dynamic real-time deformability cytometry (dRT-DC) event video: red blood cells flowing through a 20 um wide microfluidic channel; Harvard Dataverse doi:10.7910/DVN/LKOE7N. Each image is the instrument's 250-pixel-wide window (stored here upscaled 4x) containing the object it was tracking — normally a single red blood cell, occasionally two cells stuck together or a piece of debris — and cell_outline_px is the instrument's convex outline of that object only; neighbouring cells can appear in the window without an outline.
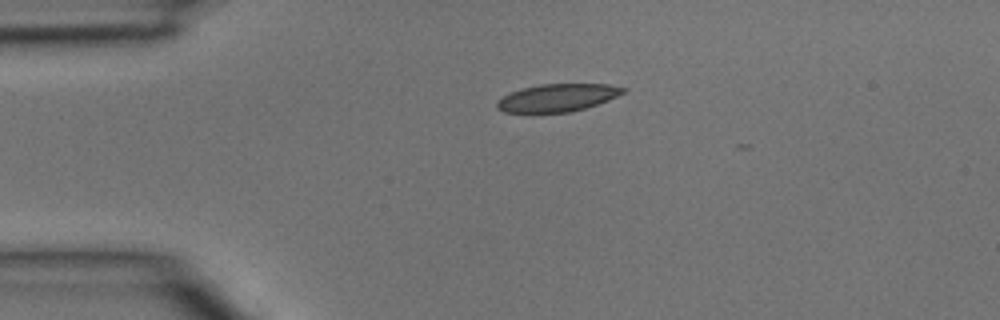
{"species": "common noctule bat (a hibernating species)", "species_latin": "Nyctalus noctula", "temperature_condition": "room temperature", "stored_images_in_passage": 3, "camera_frame_rate_fps": 3000, "um_per_image_px": 0.085, "animal": {"sex": "male", "body_mass_g": 15.6}, "frame": {"image": 1, "passage_image": 1, "time_ms": 0.0, "image_size_px": [1000, 320], "cell_outline_px": [[628, 88], [624, 92], [608, 100], [572, 112], [504, 112], [496, 108], [496, 100], [520, 88], [540, 84], [608, 84]], "centroid_in_image_um": [47.36, 8.3], "position_along_channel_um": 37.6, "area_um2": 20.23}}
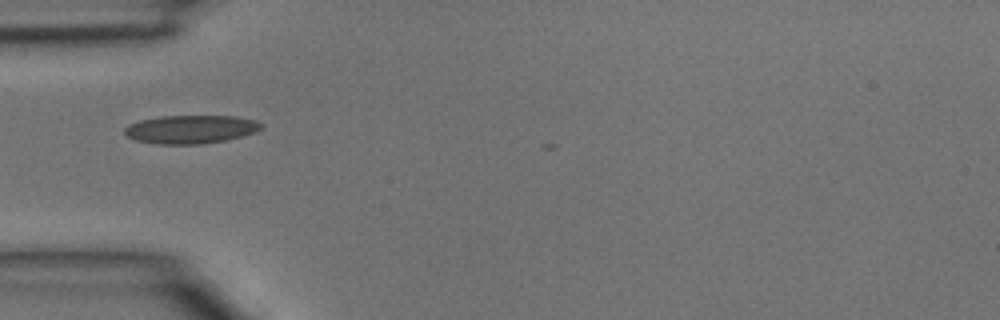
{"frame": {"image": 2, "passage_image": 2, "time_ms": 0.333, "image_size_px": [1000, 320], "cell_outline_px": [[264, 124], [256, 132], [224, 140], [204, 144], [156, 144], [136, 140], [128, 136], [124, 132], [124, 128], [128, 124], [140, 120], [160, 116], [236, 116], [256, 120]], "centroid_in_image_um": [16.2, 10.98], "position_along_channel_um": 68.8, "area_um2": 22.6}}
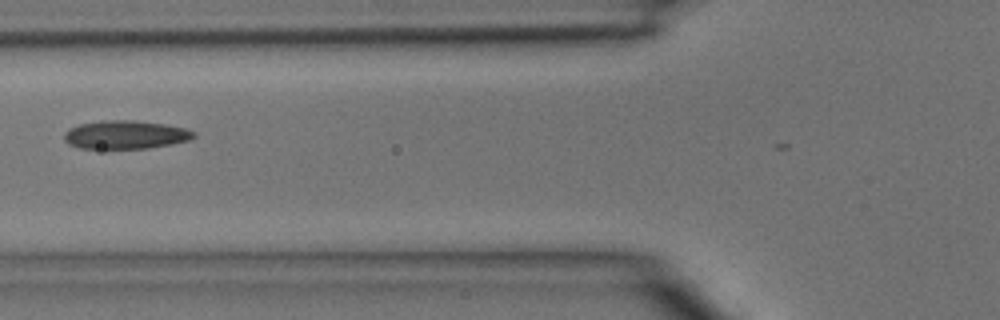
{"frame": {"image": 3, "passage_image": 3, "time_ms": 0.667, "image_size_px": [1000, 320], "cell_outline_px": [[196, 136], [188, 140], [172, 144], [148, 148], [80, 148], [68, 144], [64, 140], [64, 132], [68, 128], [80, 124], [104, 120], [136, 120], [164, 124], [184, 128], [196, 132]], "centroid_in_image_um": [10.65, 11.44], "position_along_channel_um": 115.1, "area_um2": 21.44}}